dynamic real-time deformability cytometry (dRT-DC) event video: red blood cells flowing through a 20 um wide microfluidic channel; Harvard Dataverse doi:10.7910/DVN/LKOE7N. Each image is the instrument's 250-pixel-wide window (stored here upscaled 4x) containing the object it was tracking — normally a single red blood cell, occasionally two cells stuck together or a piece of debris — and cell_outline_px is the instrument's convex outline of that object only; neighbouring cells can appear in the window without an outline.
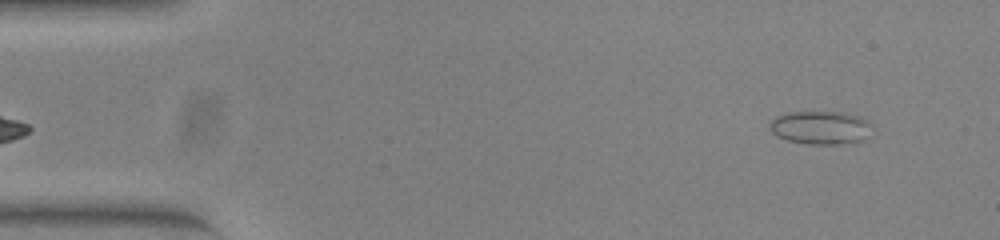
{"species": "common noctule bat (a hibernating species)", "species_latin": "Nyctalus noctula", "temperature_condition": "warm", "stored_images_in_passage": 11, "camera_frame_rate_fps": 3000, "um_per_image_px": 0.085, "animal": {"sex": "female", "body_mass_g": 23.0, "forearm_length_mm": 53.4}, "frame": {"image": 1, "passage_image": 2, "time_ms": 0.333, "image_size_px": [1000, 240], "cell_outline_px": [[872, 124], [868, 136], [864, 140], [840, 144], [808, 144], [788, 140], [776, 136], [768, 128], [768, 124], [776, 116], [788, 112], [840, 112], [860, 116], [868, 120]], "centroid_in_image_um": [69.74, 10.84], "position_along_channel_um": 15.3, "area_um2": 20.06}}